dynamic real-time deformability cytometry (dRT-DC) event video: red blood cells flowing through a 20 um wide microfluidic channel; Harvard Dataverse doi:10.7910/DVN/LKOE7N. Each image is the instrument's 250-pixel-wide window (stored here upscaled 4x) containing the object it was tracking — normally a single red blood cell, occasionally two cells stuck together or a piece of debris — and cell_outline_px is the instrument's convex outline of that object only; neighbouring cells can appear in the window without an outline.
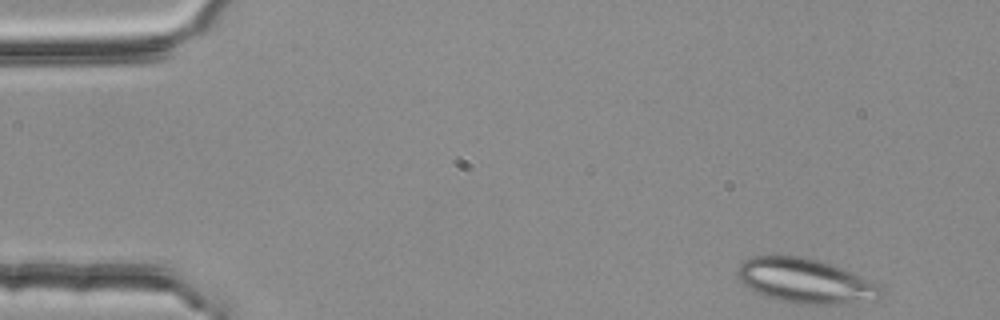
{"species": "common noctule bat (a hibernating species)", "species_latin": "Nyctalus noctula", "temperature_condition": "room temperature", "stored_images_in_passage": 4, "camera_frame_rate_fps": 3000, "um_per_image_px": 0.085, "animal": {"sex": "female", "body_mass_g": 25.1}, "frame": {"image": 1, "passage_image": 1, "time_ms": 0.0, "image_size_px": [1000, 320], "cell_outline_px": [[888, 292], [880, 300], [836, 304], [800, 304], [776, 300], [764, 296], [748, 288], [736, 276], [736, 272], [740, 264], [744, 260], [752, 256], [808, 256], [824, 260], [872, 280], [880, 284]], "centroid_in_image_um": [68.55, 23.88], "position_along_channel_um": 16.4, "area_um2": 38.38}}